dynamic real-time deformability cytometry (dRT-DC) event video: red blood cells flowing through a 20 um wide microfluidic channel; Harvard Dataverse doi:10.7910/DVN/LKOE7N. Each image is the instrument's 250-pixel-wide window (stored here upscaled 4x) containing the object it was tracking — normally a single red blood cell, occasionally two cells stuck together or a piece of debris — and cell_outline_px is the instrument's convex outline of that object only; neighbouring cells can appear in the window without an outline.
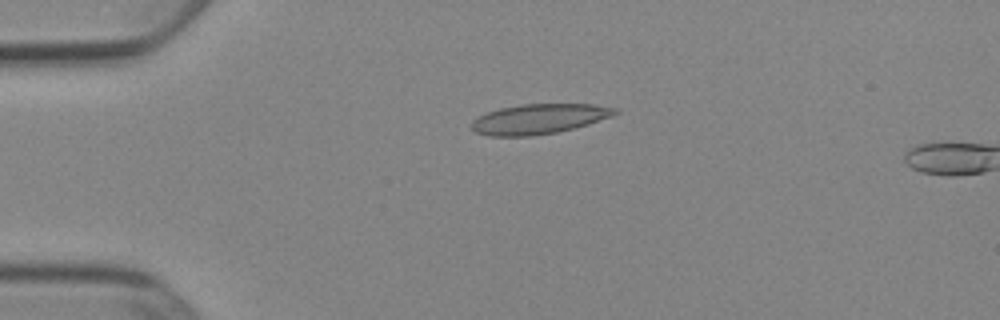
{"species": "Egyptian fruit bat (a non-hibernating species)", "species_latin": "Rousettus aegyptiacus", "temperature_condition": "cold", "stored_images_in_passage": 14, "camera_frame_rate_fps": 3000, "um_per_image_px": 0.085, "animal": {"sex": "female"}, "frame": {"image": 1, "passage_image": 12, "time_ms": 3.667, "image_size_px": [1000, 320], "cell_outline_px": [[620, 112], [612, 116], [588, 124], [556, 132], [528, 136], [488, 136], [476, 132], [472, 128], [472, 120], [488, 112], [500, 108], [520, 104], [596, 104], [620, 108]], "centroid_in_image_um": [45.86, 10.1], "position_along_channel_um": 39.1, "area_um2": 25.03}}